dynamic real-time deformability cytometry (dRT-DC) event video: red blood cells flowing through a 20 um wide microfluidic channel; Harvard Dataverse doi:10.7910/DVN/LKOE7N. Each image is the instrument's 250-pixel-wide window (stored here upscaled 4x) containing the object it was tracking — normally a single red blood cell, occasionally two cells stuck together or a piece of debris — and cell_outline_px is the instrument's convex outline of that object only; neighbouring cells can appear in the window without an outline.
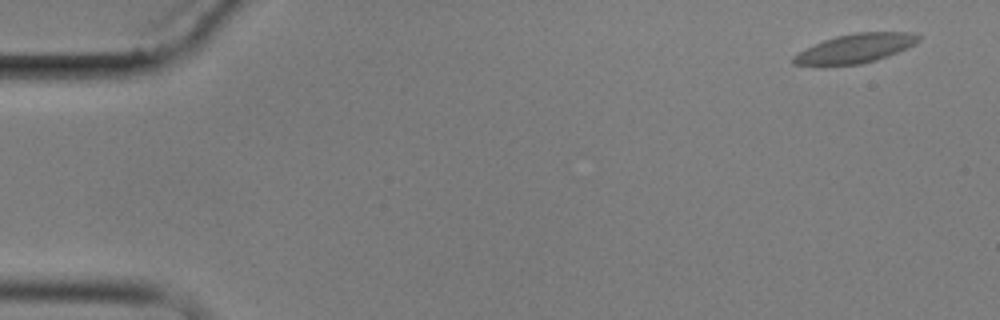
{"species": "common noctule bat (a hibernating species)", "species_latin": "Nyctalus noctula", "temperature_condition": "cold", "stored_images_in_passage": 2, "camera_frame_rate_fps": 3000, "um_per_image_px": 0.085, "animal": {"sex": "male", "body_mass_g": 17.9}, "frame": {"image": 1, "passage_image": 1, "time_ms": 0.0, "image_size_px": [1000, 320], "cell_outline_px": [[924, 36], [920, 40], [888, 56], [876, 60], [860, 64], [792, 64], [792, 56], [824, 40], [836, 36], [856, 32], [912, 32]], "centroid_in_image_um": [72.76, 4.08], "position_along_channel_um": 12.2, "area_um2": 20.63}}